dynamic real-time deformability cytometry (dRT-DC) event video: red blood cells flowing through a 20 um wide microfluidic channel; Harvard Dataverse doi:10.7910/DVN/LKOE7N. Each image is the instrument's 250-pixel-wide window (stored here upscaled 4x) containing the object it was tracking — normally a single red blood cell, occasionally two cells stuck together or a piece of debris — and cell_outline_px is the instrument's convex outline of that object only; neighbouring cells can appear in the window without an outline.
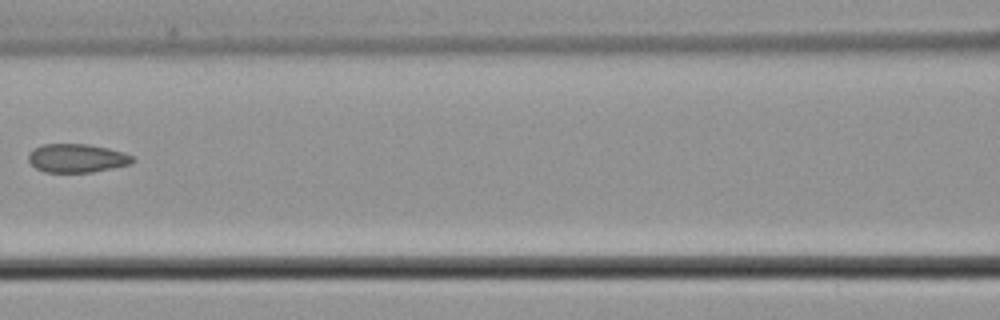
{"species": "common noctule bat (a hibernating species)", "species_latin": "Nyctalus noctula", "temperature_condition": "cold", "stored_images_in_passage": 8, "camera_frame_rate_fps": 3000, "um_per_image_px": 0.085, "animal": {"sex": "male", "body_mass_g": 21.5, "forearm_length_mm": 52.0}, "frame": {"image": 1, "passage_image": 8, "time_ms": 9.333, "image_size_px": [1000, 320], "cell_outline_px": [[136, 160], [128, 164], [112, 168], [92, 172], [44, 172], [36, 168], [28, 160], [28, 156], [36, 148], [44, 144], [88, 144], [108, 148], [124, 152], [132, 156]], "centroid_in_image_um": [6.56, 13.44], "position_along_channel_um": 160.0, "area_um2": 17.17}}